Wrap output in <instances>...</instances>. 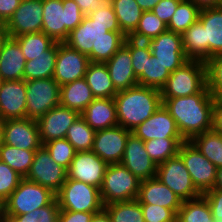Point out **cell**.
I'll use <instances>...</instances> for the list:
<instances>
[{"label":"cell","instance_id":"obj_1","mask_svg":"<svg viewBox=\"0 0 222 222\" xmlns=\"http://www.w3.org/2000/svg\"><path fill=\"white\" fill-rule=\"evenodd\" d=\"M161 99L186 141H190L197 134L212 130L215 98L206 86L191 96Z\"/></svg>","mask_w":222,"mask_h":222},{"label":"cell","instance_id":"obj_2","mask_svg":"<svg viewBox=\"0 0 222 222\" xmlns=\"http://www.w3.org/2000/svg\"><path fill=\"white\" fill-rule=\"evenodd\" d=\"M114 101L118 125L131 132L148 119L162 104L160 90L139 84L118 91Z\"/></svg>","mask_w":222,"mask_h":222},{"label":"cell","instance_id":"obj_3","mask_svg":"<svg viewBox=\"0 0 222 222\" xmlns=\"http://www.w3.org/2000/svg\"><path fill=\"white\" fill-rule=\"evenodd\" d=\"M84 14L74 0H43L42 32L55 42L63 43Z\"/></svg>","mask_w":222,"mask_h":222},{"label":"cell","instance_id":"obj_4","mask_svg":"<svg viewBox=\"0 0 222 222\" xmlns=\"http://www.w3.org/2000/svg\"><path fill=\"white\" fill-rule=\"evenodd\" d=\"M55 198L56 194L50 189L23 178L3 203V215L7 217L24 215L49 205Z\"/></svg>","mask_w":222,"mask_h":222},{"label":"cell","instance_id":"obj_5","mask_svg":"<svg viewBox=\"0 0 222 222\" xmlns=\"http://www.w3.org/2000/svg\"><path fill=\"white\" fill-rule=\"evenodd\" d=\"M206 86L205 62L188 60L170 73L160 90L161 98H177L199 93Z\"/></svg>","mask_w":222,"mask_h":222},{"label":"cell","instance_id":"obj_6","mask_svg":"<svg viewBox=\"0 0 222 222\" xmlns=\"http://www.w3.org/2000/svg\"><path fill=\"white\" fill-rule=\"evenodd\" d=\"M140 183L122 164H109L100 187L103 205L137 199Z\"/></svg>","mask_w":222,"mask_h":222},{"label":"cell","instance_id":"obj_7","mask_svg":"<svg viewBox=\"0 0 222 222\" xmlns=\"http://www.w3.org/2000/svg\"><path fill=\"white\" fill-rule=\"evenodd\" d=\"M56 198L60 210L99 212L104 208L99 188L70 178L65 180Z\"/></svg>","mask_w":222,"mask_h":222},{"label":"cell","instance_id":"obj_8","mask_svg":"<svg viewBox=\"0 0 222 222\" xmlns=\"http://www.w3.org/2000/svg\"><path fill=\"white\" fill-rule=\"evenodd\" d=\"M100 38H126V36L121 32L119 24L95 23L88 16H84L82 22L69 32L64 43L88 56L91 62L93 44Z\"/></svg>","mask_w":222,"mask_h":222},{"label":"cell","instance_id":"obj_9","mask_svg":"<svg viewBox=\"0 0 222 222\" xmlns=\"http://www.w3.org/2000/svg\"><path fill=\"white\" fill-rule=\"evenodd\" d=\"M60 87L53 78L26 81V117L38 120L59 106Z\"/></svg>","mask_w":222,"mask_h":222},{"label":"cell","instance_id":"obj_10","mask_svg":"<svg viewBox=\"0 0 222 222\" xmlns=\"http://www.w3.org/2000/svg\"><path fill=\"white\" fill-rule=\"evenodd\" d=\"M178 155L189 171L194 186L201 194L213 189L217 167L191 141L180 144Z\"/></svg>","mask_w":222,"mask_h":222},{"label":"cell","instance_id":"obj_11","mask_svg":"<svg viewBox=\"0 0 222 222\" xmlns=\"http://www.w3.org/2000/svg\"><path fill=\"white\" fill-rule=\"evenodd\" d=\"M155 177L168 186L182 201L202 195L194 186L189 171L178 154L157 165Z\"/></svg>","mask_w":222,"mask_h":222},{"label":"cell","instance_id":"obj_12","mask_svg":"<svg viewBox=\"0 0 222 222\" xmlns=\"http://www.w3.org/2000/svg\"><path fill=\"white\" fill-rule=\"evenodd\" d=\"M26 179L57 194L67 179V169L57 164L42 145L35 151L34 160Z\"/></svg>","mask_w":222,"mask_h":222},{"label":"cell","instance_id":"obj_13","mask_svg":"<svg viewBox=\"0 0 222 222\" xmlns=\"http://www.w3.org/2000/svg\"><path fill=\"white\" fill-rule=\"evenodd\" d=\"M43 0H22L5 24L7 36L14 38L27 33L42 32Z\"/></svg>","mask_w":222,"mask_h":222},{"label":"cell","instance_id":"obj_14","mask_svg":"<svg viewBox=\"0 0 222 222\" xmlns=\"http://www.w3.org/2000/svg\"><path fill=\"white\" fill-rule=\"evenodd\" d=\"M89 57L67 46L64 42H57V58L53 79L60 85L71 83L85 77Z\"/></svg>","mask_w":222,"mask_h":222},{"label":"cell","instance_id":"obj_15","mask_svg":"<svg viewBox=\"0 0 222 222\" xmlns=\"http://www.w3.org/2000/svg\"><path fill=\"white\" fill-rule=\"evenodd\" d=\"M2 143L19 149H39L42 143L37 120L27 117L3 120Z\"/></svg>","mask_w":222,"mask_h":222},{"label":"cell","instance_id":"obj_16","mask_svg":"<svg viewBox=\"0 0 222 222\" xmlns=\"http://www.w3.org/2000/svg\"><path fill=\"white\" fill-rule=\"evenodd\" d=\"M131 133L119 125L96 131L92 151L108 165L120 164Z\"/></svg>","mask_w":222,"mask_h":222},{"label":"cell","instance_id":"obj_17","mask_svg":"<svg viewBox=\"0 0 222 222\" xmlns=\"http://www.w3.org/2000/svg\"><path fill=\"white\" fill-rule=\"evenodd\" d=\"M148 44L152 55L156 56L170 73L188 61L183 51L181 34L166 30L149 40Z\"/></svg>","mask_w":222,"mask_h":222},{"label":"cell","instance_id":"obj_18","mask_svg":"<svg viewBox=\"0 0 222 222\" xmlns=\"http://www.w3.org/2000/svg\"><path fill=\"white\" fill-rule=\"evenodd\" d=\"M108 164L93 151L76 152L67 169V178L93 185L100 189Z\"/></svg>","mask_w":222,"mask_h":222},{"label":"cell","instance_id":"obj_19","mask_svg":"<svg viewBox=\"0 0 222 222\" xmlns=\"http://www.w3.org/2000/svg\"><path fill=\"white\" fill-rule=\"evenodd\" d=\"M139 180L155 178L157 164L149 157L144 141L131 133L126 141L123 158L120 162Z\"/></svg>","mask_w":222,"mask_h":222},{"label":"cell","instance_id":"obj_20","mask_svg":"<svg viewBox=\"0 0 222 222\" xmlns=\"http://www.w3.org/2000/svg\"><path fill=\"white\" fill-rule=\"evenodd\" d=\"M81 114L75 110L56 106L37 120L42 145L66 137L67 129Z\"/></svg>","mask_w":222,"mask_h":222},{"label":"cell","instance_id":"obj_21","mask_svg":"<svg viewBox=\"0 0 222 222\" xmlns=\"http://www.w3.org/2000/svg\"><path fill=\"white\" fill-rule=\"evenodd\" d=\"M132 133L143 141L156 138H183L174 118L163 104Z\"/></svg>","mask_w":222,"mask_h":222},{"label":"cell","instance_id":"obj_22","mask_svg":"<svg viewBox=\"0 0 222 222\" xmlns=\"http://www.w3.org/2000/svg\"><path fill=\"white\" fill-rule=\"evenodd\" d=\"M1 120L26 118V81H3L0 87Z\"/></svg>","mask_w":222,"mask_h":222},{"label":"cell","instance_id":"obj_23","mask_svg":"<svg viewBox=\"0 0 222 222\" xmlns=\"http://www.w3.org/2000/svg\"><path fill=\"white\" fill-rule=\"evenodd\" d=\"M137 200L140 204H153L171 209L176 215L182 204V200L156 177L141 181Z\"/></svg>","mask_w":222,"mask_h":222},{"label":"cell","instance_id":"obj_24","mask_svg":"<svg viewBox=\"0 0 222 222\" xmlns=\"http://www.w3.org/2000/svg\"><path fill=\"white\" fill-rule=\"evenodd\" d=\"M105 64L117 91L126 90L138 84L130 49L125 44Z\"/></svg>","mask_w":222,"mask_h":222},{"label":"cell","instance_id":"obj_25","mask_svg":"<svg viewBox=\"0 0 222 222\" xmlns=\"http://www.w3.org/2000/svg\"><path fill=\"white\" fill-rule=\"evenodd\" d=\"M25 56L22 53L19 43L11 37L3 41L0 48V75L4 81L22 80Z\"/></svg>","mask_w":222,"mask_h":222},{"label":"cell","instance_id":"obj_26","mask_svg":"<svg viewBox=\"0 0 222 222\" xmlns=\"http://www.w3.org/2000/svg\"><path fill=\"white\" fill-rule=\"evenodd\" d=\"M81 116L94 131L118 125L114 98H95Z\"/></svg>","mask_w":222,"mask_h":222},{"label":"cell","instance_id":"obj_27","mask_svg":"<svg viewBox=\"0 0 222 222\" xmlns=\"http://www.w3.org/2000/svg\"><path fill=\"white\" fill-rule=\"evenodd\" d=\"M198 19L205 28L207 60L222 54V6L200 9Z\"/></svg>","mask_w":222,"mask_h":222},{"label":"cell","instance_id":"obj_28","mask_svg":"<svg viewBox=\"0 0 222 222\" xmlns=\"http://www.w3.org/2000/svg\"><path fill=\"white\" fill-rule=\"evenodd\" d=\"M95 99L85 78L60 87V105L80 114Z\"/></svg>","mask_w":222,"mask_h":222},{"label":"cell","instance_id":"obj_29","mask_svg":"<svg viewBox=\"0 0 222 222\" xmlns=\"http://www.w3.org/2000/svg\"><path fill=\"white\" fill-rule=\"evenodd\" d=\"M84 78L95 98H114L118 93L105 63L90 62Z\"/></svg>","mask_w":222,"mask_h":222},{"label":"cell","instance_id":"obj_30","mask_svg":"<svg viewBox=\"0 0 222 222\" xmlns=\"http://www.w3.org/2000/svg\"><path fill=\"white\" fill-rule=\"evenodd\" d=\"M183 51L188 60L207 61L205 28L198 19L182 35Z\"/></svg>","mask_w":222,"mask_h":222},{"label":"cell","instance_id":"obj_31","mask_svg":"<svg viewBox=\"0 0 222 222\" xmlns=\"http://www.w3.org/2000/svg\"><path fill=\"white\" fill-rule=\"evenodd\" d=\"M57 58V42L42 55L26 61L23 80L53 78Z\"/></svg>","mask_w":222,"mask_h":222},{"label":"cell","instance_id":"obj_32","mask_svg":"<svg viewBox=\"0 0 222 222\" xmlns=\"http://www.w3.org/2000/svg\"><path fill=\"white\" fill-rule=\"evenodd\" d=\"M112 4L121 32L129 37L137 28L143 10L135 0H109Z\"/></svg>","mask_w":222,"mask_h":222},{"label":"cell","instance_id":"obj_33","mask_svg":"<svg viewBox=\"0 0 222 222\" xmlns=\"http://www.w3.org/2000/svg\"><path fill=\"white\" fill-rule=\"evenodd\" d=\"M176 222H215L209 203L201 195L197 198L182 201Z\"/></svg>","mask_w":222,"mask_h":222},{"label":"cell","instance_id":"obj_34","mask_svg":"<svg viewBox=\"0 0 222 222\" xmlns=\"http://www.w3.org/2000/svg\"><path fill=\"white\" fill-rule=\"evenodd\" d=\"M36 150L19 149L2 143L0 146V160L8 164L23 178L28 175Z\"/></svg>","mask_w":222,"mask_h":222},{"label":"cell","instance_id":"obj_35","mask_svg":"<svg viewBox=\"0 0 222 222\" xmlns=\"http://www.w3.org/2000/svg\"><path fill=\"white\" fill-rule=\"evenodd\" d=\"M217 168L222 167V134L209 130L190 140Z\"/></svg>","mask_w":222,"mask_h":222},{"label":"cell","instance_id":"obj_36","mask_svg":"<svg viewBox=\"0 0 222 222\" xmlns=\"http://www.w3.org/2000/svg\"><path fill=\"white\" fill-rule=\"evenodd\" d=\"M96 131H94L80 115L67 129L66 139L76 152L92 151Z\"/></svg>","mask_w":222,"mask_h":222},{"label":"cell","instance_id":"obj_37","mask_svg":"<svg viewBox=\"0 0 222 222\" xmlns=\"http://www.w3.org/2000/svg\"><path fill=\"white\" fill-rule=\"evenodd\" d=\"M169 76L170 72L167 67L151 54V56H146L145 69L137 78L139 85L161 90Z\"/></svg>","mask_w":222,"mask_h":222},{"label":"cell","instance_id":"obj_38","mask_svg":"<svg viewBox=\"0 0 222 222\" xmlns=\"http://www.w3.org/2000/svg\"><path fill=\"white\" fill-rule=\"evenodd\" d=\"M184 138H156L144 141L149 157L157 164H161L178 154L180 144Z\"/></svg>","mask_w":222,"mask_h":222},{"label":"cell","instance_id":"obj_39","mask_svg":"<svg viewBox=\"0 0 222 222\" xmlns=\"http://www.w3.org/2000/svg\"><path fill=\"white\" fill-rule=\"evenodd\" d=\"M14 39L19 43L26 61L42 55L44 51L48 50L55 43L44 32L27 33L14 37Z\"/></svg>","mask_w":222,"mask_h":222},{"label":"cell","instance_id":"obj_40","mask_svg":"<svg viewBox=\"0 0 222 222\" xmlns=\"http://www.w3.org/2000/svg\"><path fill=\"white\" fill-rule=\"evenodd\" d=\"M112 222H145L141 204L137 199L104 205Z\"/></svg>","mask_w":222,"mask_h":222},{"label":"cell","instance_id":"obj_41","mask_svg":"<svg viewBox=\"0 0 222 222\" xmlns=\"http://www.w3.org/2000/svg\"><path fill=\"white\" fill-rule=\"evenodd\" d=\"M199 12L192 1L182 0L167 25L168 30L182 35L198 20Z\"/></svg>","mask_w":222,"mask_h":222},{"label":"cell","instance_id":"obj_42","mask_svg":"<svg viewBox=\"0 0 222 222\" xmlns=\"http://www.w3.org/2000/svg\"><path fill=\"white\" fill-rule=\"evenodd\" d=\"M166 30H168L167 24L152 11H143L137 28L129 37L137 41L148 42Z\"/></svg>","mask_w":222,"mask_h":222},{"label":"cell","instance_id":"obj_43","mask_svg":"<svg viewBox=\"0 0 222 222\" xmlns=\"http://www.w3.org/2000/svg\"><path fill=\"white\" fill-rule=\"evenodd\" d=\"M205 66L206 87L214 98H222V54L209 58Z\"/></svg>","mask_w":222,"mask_h":222},{"label":"cell","instance_id":"obj_44","mask_svg":"<svg viewBox=\"0 0 222 222\" xmlns=\"http://www.w3.org/2000/svg\"><path fill=\"white\" fill-rule=\"evenodd\" d=\"M43 146L47 149L51 158L57 164L66 169L69 168L75 156L76 150L66 138L51 140L44 143Z\"/></svg>","mask_w":222,"mask_h":222},{"label":"cell","instance_id":"obj_45","mask_svg":"<svg viewBox=\"0 0 222 222\" xmlns=\"http://www.w3.org/2000/svg\"><path fill=\"white\" fill-rule=\"evenodd\" d=\"M126 38H100L93 44L91 62L106 63L123 45Z\"/></svg>","mask_w":222,"mask_h":222},{"label":"cell","instance_id":"obj_46","mask_svg":"<svg viewBox=\"0 0 222 222\" xmlns=\"http://www.w3.org/2000/svg\"><path fill=\"white\" fill-rule=\"evenodd\" d=\"M59 210L58 201L55 198L49 205L12 218L16 222H59Z\"/></svg>","mask_w":222,"mask_h":222},{"label":"cell","instance_id":"obj_47","mask_svg":"<svg viewBox=\"0 0 222 222\" xmlns=\"http://www.w3.org/2000/svg\"><path fill=\"white\" fill-rule=\"evenodd\" d=\"M124 44L130 49L134 74L138 77L145 69L146 56H151V48L148 42L137 41L126 37Z\"/></svg>","mask_w":222,"mask_h":222},{"label":"cell","instance_id":"obj_48","mask_svg":"<svg viewBox=\"0 0 222 222\" xmlns=\"http://www.w3.org/2000/svg\"><path fill=\"white\" fill-rule=\"evenodd\" d=\"M23 179L8 164L0 160V202L4 203Z\"/></svg>","mask_w":222,"mask_h":222},{"label":"cell","instance_id":"obj_49","mask_svg":"<svg viewBox=\"0 0 222 222\" xmlns=\"http://www.w3.org/2000/svg\"><path fill=\"white\" fill-rule=\"evenodd\" d=\"M145 222H176L177 215L168 208L153 204H141Z\"/></svg>","mask_w":222,"mask_h":222},{"label":"cell","instance_id":"obj_50","mask_svg":"<svg viewBox=\"0 0 222 222\" xmlns=\"http://www.w3.org/2000/svg\"><path fill=\"white\" fill-rule=\"evenodd\" d=\"M95 23L101 24H119L118 19L116 18L114 9L109 0L95 12L87 15Z\"/></svg>","mask_w":222,"mask_h":222},{"label":"cell","instance_id":"obj_51","mask_svg":"<svg viewBox=\"0 0 222 222\" xmlns=\"http://www.w3.org/2000/svg\"><path fill=\"white\" fill-rule=\"evenodd\" d=\"M181 1L182 0H160L151 11L168 25Z\"/></svg>","mask_w":222,"mask_h":222},{"label":"cell","instance_id":"obj_52","mask_svg":"<svg viewBox=\"0 0 222 222\" xmlns=\"http://www.w3.org/2000/svg\"><path fill=\"white\" fill-rule=\"evenodd\" d=\"M202 195L210 205L215 222H222V191L211 189Z\"/></svg>","mask_w":222,"mask_h":222},{"label":"cell","instance_id":"obj_53","mask_svg":"<svg viewBox=\"0 0 222 222\" xmlns=\"http://www.w3.org/2000/svg\"><path fill=\"white\" fill-rule=\"evenodd\" d=\"M95 213L98 212L59 210V222H90Z\"/></svg>","mask_w":222,"mask_h":222},{"label":"cell","instance_id":"obj_54","mask_svg":"<svg viewBox=\"0 0 222 222\" xmlns=\"http://www.w3.org/2000/svg\"><path fill=\"white\" fill-rule=\"evenodd\" d=\"M22 0H0V23L6 24Z\"/></svg>","mask_w":222,"mask_h":222},{"label":"cell","instance_id":"obj_55","mask_svg":"<svg viewBox=\"0 0 222 222\" xmlns=\"http://www.w3.org/2000/svg\"><path fill=\"white\" fill-rule=\"evenodd\" d=\"M212 130L222 134V98L214 100Z\"/></svg>","mask_w":222,"mask_h":222},{"label":"cell","instance_id":"obj_56","mask_svg":"<svg viewBox=\"0 0 222 222\" xmlns=\"http://www.w3.org/2000/svg\"><path fill=\"white\" fill-rule=\"evenodd\" d=\"M78 5L84 16L95 12L102 7L108 0H74Z\"/></svg>","mask_w":222,"mask_h":222},{"label":"cell","instance_id":"obj_57","mask_svg":"<svg viewBox=\"0 0 222 222\" xmlns=\"http://www.w3.org/2000/svg\"><path fill=\"white\" fill-rule=\"evenodd\" d=\"M199 9L222 6V0H189Z\"/></svg>","mask_w":222,"mask_h":222},{"label":"cell","instance_id":"obj_58","mask_svg":"<svg viewBox=\"0 0 222 222\" xmlns=\"http://www.w3.org/2000/svg\"><path fill=\"white\" fill-rule=\"evenodd\" d=\"M90 222H112V221L107 211L103 208L101 211L93 215Z\"/></svg>","mask_w":222,"mask_h":222},{"label":"cell","instance_id":"obj_59","mask_svg":"<svg viewBox=\"0 0 222 222\" xmlns=\"http://www.w3.org/2000/svg\"><path fill=\"white\" fill-rule=\"evenodd\" d=\"M143 11H151L160 0H135Z\"/></svg>","mask_w":222,"mask_h":222},{"label":"cell","instance_id":"obj_60","mask_svg":"<svg viewBox=\"0 0 222 222\" xmlns=\"http://www.w3.org/2000/svg\"><path fill=\"white\" fill-rule=\"evenodd\" d=\"M213 189L222 191V167L217 168L216 180Z\"/></svg>","mask_w":222,"mask_h":222},{"label":"cell","instance_id":"obj_61","mask_svg":"<svg viewBox=\"0 0 222 222\" xmlns=\"http://www.w3.org/2000/svg\"><path fill=\"white\" fill-rule=\"evenodd\" d=\"M7 38V31L4 24H0V48L3 41Z\"/></svg>","mask_w":222,"mask_h":222},{"label":"cell","instance_id":"obj_62","mask_svg":"<svg viewBox=\"0 0 222 222\" xmlns=\"http://www.w3.org/2000/svg\"><path fill=\"white\" fill-rule=\"evenodd\" d=\"M0 222H16L12 217H7L5 215H2Z\"/></svg>","mask_w":222,"mask_h":222},{"label":"cell","instance_id":"obj_63","mask_svg":"<svg viewBox=\"0 0 222 222\" xmlns=\"http://www.w3.org/2000/svg\"><path fill=\"white\" fill-rule=\"evenodd\" d=\"M3 120L0 119V146L2 144Z\"/></svg>","mask_w":222,"mask_h":222},{"label":"cell","instance_id":"obj_64","mask_svg":"<svg viewBox=\"0 0 222 222\" xmlns=\"http://www.w3.org/2000/svg\"><path fill=\"white\" fill-rule=\"evenodd\" d=\"M3 215V203L0 202V219Z\"/></svg>","mask_w":222,"mask_h":222},{"label":"cell","instance_id":"obj_65","mask_svg":"<svg viewBox=\"0 0 222 222\" xmlns=\"http://www.w3.org/2000/svg\"><path fill=\"white\" fill-rule=\"evenodd\" d=\"M3 79H2V77H1V75H0V87L2 86V83H3Z\"/></svg>","mask_w":222,"mask_h":222}]
</instances>
